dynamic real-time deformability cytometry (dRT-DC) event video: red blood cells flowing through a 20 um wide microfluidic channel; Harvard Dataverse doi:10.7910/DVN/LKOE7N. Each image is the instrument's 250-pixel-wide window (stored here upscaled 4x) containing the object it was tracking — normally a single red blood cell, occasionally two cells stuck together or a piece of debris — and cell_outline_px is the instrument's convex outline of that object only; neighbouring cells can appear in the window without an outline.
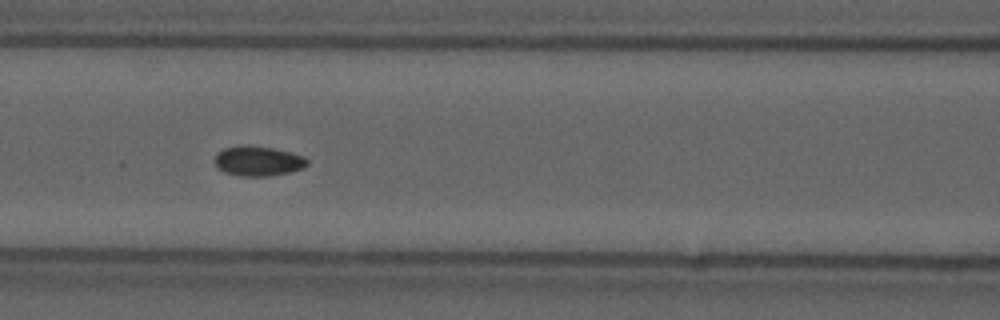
{"species": "common noctule bat (a hibernating species)", "species_latin": "Nyctalus noctula", "temperature_condition": "cold", "stored_images_in_passage": 55, "camera_frame_rate_fps": 3000, "um_per_image_px": 0.085, "animal": {"sex": "male", "forearm_length_mm": 52.5}, "frame": {"image": 1, "passage_image": 24, "time_ms": 7.667, "image_size_px": [1000, 320], "cell_outline_px": [[308, 164], [304, 168], [292, 172], [268, 176], [240, 176], [224, 172], [216, 168], [216, 156], [224, 148], [240, 144], [244, 144], [272, 148], [304, 156], [308, 160]], "centroid_in_image_um": [21.95, 13.69], "position_along_channel_um": 144.7, "area_um2": 16.18}, "authors_computed_cell_mechanics": {"area_um2": 15.5482, "velocity_mm_per_s": 3.6895, "shape_relaxation_time_tau1_ms": null, "shape_relaxation_time_tau2_ms": 2.129, "deformation_change_tau1": null, "deformation_change_tau2": 0.0358}}